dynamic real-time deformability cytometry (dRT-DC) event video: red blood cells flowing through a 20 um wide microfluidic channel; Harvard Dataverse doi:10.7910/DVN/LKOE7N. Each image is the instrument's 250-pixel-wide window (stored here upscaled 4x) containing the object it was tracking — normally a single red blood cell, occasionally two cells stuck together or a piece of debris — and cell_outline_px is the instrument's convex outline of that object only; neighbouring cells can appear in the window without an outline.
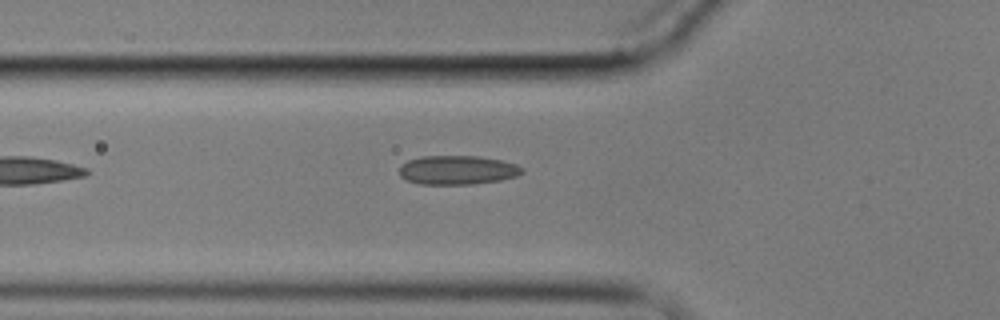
{"species": "common noctule bat (a hibernating species)", "species_latin": "Nyctalus noctula", "temperature_condition": "cold", "stored_images_in_passage": 5, "camera_frame_rate_fps": 3000, "um_per_image_px": 0.085, "animal": {"sex": "male", "body_mass_g": 17.9}, "frame": {"image": 1, "passage_image": 5, "time_ms": 5.0, "image_size_px": [1000, 320], "cell_outline_px": [[524, 172], [516, 176], [500, 180], [472, 184], [420, 184], [408, 180], [400, 176], [400, 164], [408, 160], [424, 156], [480, 156], [500, 160], [516, 164], [524, 168]], "centroid_in_image_um": [38.89, 14.45], "position_along_channel_um": 86.9, "area_um2": 20.75}}